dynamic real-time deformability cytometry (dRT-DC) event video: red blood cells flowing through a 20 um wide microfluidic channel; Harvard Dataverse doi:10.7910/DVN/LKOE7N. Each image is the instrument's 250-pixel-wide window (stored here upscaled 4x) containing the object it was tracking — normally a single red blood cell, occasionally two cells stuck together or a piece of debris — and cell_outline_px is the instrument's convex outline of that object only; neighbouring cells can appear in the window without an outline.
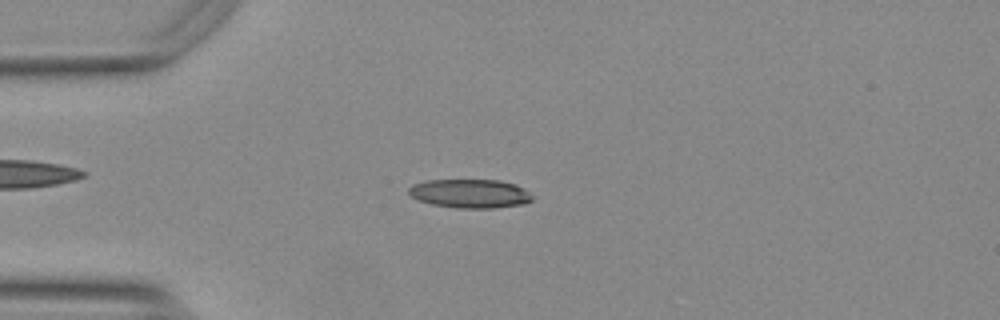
{"species": "Egyptian fruit bat (a non-hibernating species)", "species_latin": "Rousettus aegyptiacus", "temperature_condition": "warm", "stored_images_in_passage": 44, "camera_frame_rate_fps": 3000, "um_per_image_px": 0.085, "animal": {"sex": "female"}, "frame": {"image": 1, "passage_image": 9, "time_ms": 2.667, "image_size_px": [1000, 320], "cell_outline_px": [[532, 200], [524, 204], [492, 208], [456, 208], [432, 204], [416, 200], [408, 192], [408, 188], [412, 184], [428, 180], [500, 180], [516, 184], [528, 192], [532, 196]], "centroid_in_image_um": [39.93, 16.45], "position_along_channel_um": 45.1, "area_um2": 20.81}}
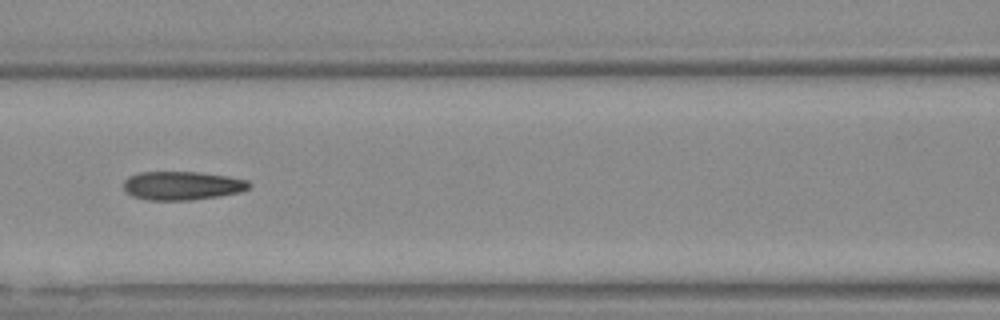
{"frame": {"image": 2, "passage_image": 19, "time_ms": 6.0, "image_size_px": [1000, 320], "cell_outline_px": [[252, 184], [248, 188], [240, 192], [216, 196], [188, 200], [148, 200], [132, 196], [124, 188], [124, 180], [128, 176], [140, 172], [200, 172], [228, 176], [248, 180]], "centroid_in_image_um": [15.48, 15.77], "position_along_channel_um": 151.1, "area_um2": 20.87}}
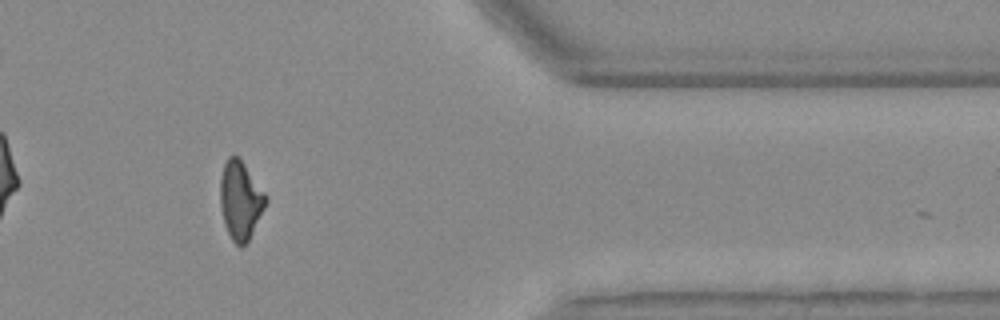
{"frame": {"image": 3, "passage_image": 40, "time_ms": 13.0, "image_size_px": [1000, 320], "cell_outline_px": [[268, 200], [248, 240], [240, 248], [232, 240], [224, 224], [220, 204], [220, 176], [224, 164], [228, 156], [236, 156], [244, 164], [268, 196]], "centroid_in_image_um": [20.42, 17.01], "position_along_channel_um": 391.0, "area_um2": 20.58}, "authors_computed_cell_mechanics": {"area_um2": 20.7791, "velocity_mm_per_s": 3.7595, "shape_relaxation_time_tau1_ms": 10.7949, "shape_relaxation_time_tau2_ms": 3.102, "deformation_change_tau1": 0.2953, "deformation_change_tau2": 0.1251}}